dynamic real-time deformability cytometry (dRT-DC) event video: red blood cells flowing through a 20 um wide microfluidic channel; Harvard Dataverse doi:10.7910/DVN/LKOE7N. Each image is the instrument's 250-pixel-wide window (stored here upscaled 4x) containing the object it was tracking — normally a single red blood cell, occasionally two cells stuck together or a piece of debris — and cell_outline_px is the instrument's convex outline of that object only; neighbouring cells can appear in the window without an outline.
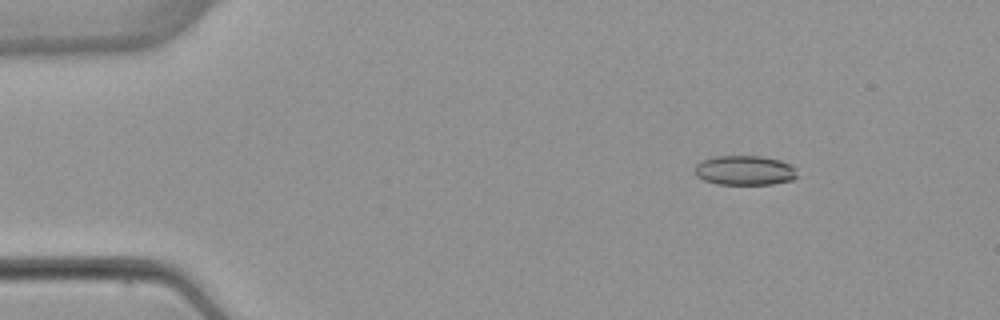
{"species": "common noctule bat (a hibernating species)", "species_latin": "Nyctalus noctula", "temperature_condition": "warm", "stored_images_in_passage": 5, "camera_frame_rate_fps": 3000, "um_per_image_px": 0.085, "animal": {"sex": "female", "body_mass_g": 22.7, "forearm_length_mm": 54.2}, "frame": {"image": 1, "passage_image": 1, "time_ms": 0.0, "image_size_px": [1000, 320], "cell_outline_px": [[796, 176], [792, 180], [772, 184], [716, 184], [704, 180], [696, 176], [696, 164], [700, 160], [716, 156], [764, 156], [780, 160], [796, 168]], "centroid_in_image_um": [63.29, 14.47], "position_along_channel_um": 21.7, "area_um2": 17.69}}
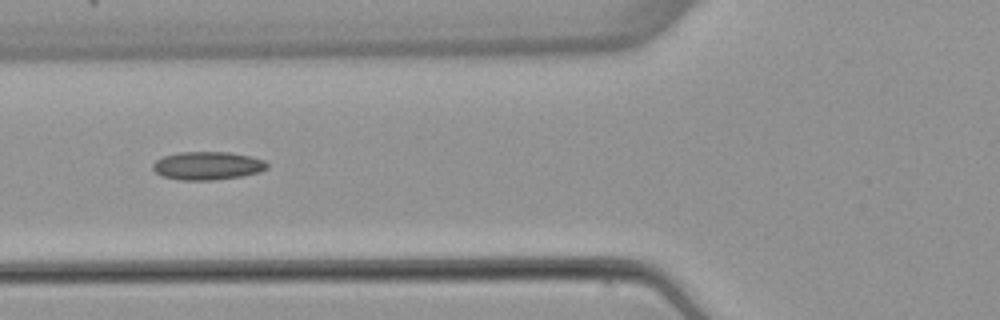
{"frame": {"image": 2, "passage_image": 4, "time_ms": 4.333, "image_size_px": [1000, 320], "cell_outline_px": [[268, 168], [260, 172], [240, 176], [216, 180], [180, 180], [160, 176], [152, 168], [152, 164], [156, 160], [164, 156], [180, 152], [228, 152], [252, 156], [264, 160], [268, 164]], "centroid_in_image_um": [17.64, 14.09], "position_along_channel_um": 108.2, "area_um2": 18.9}}
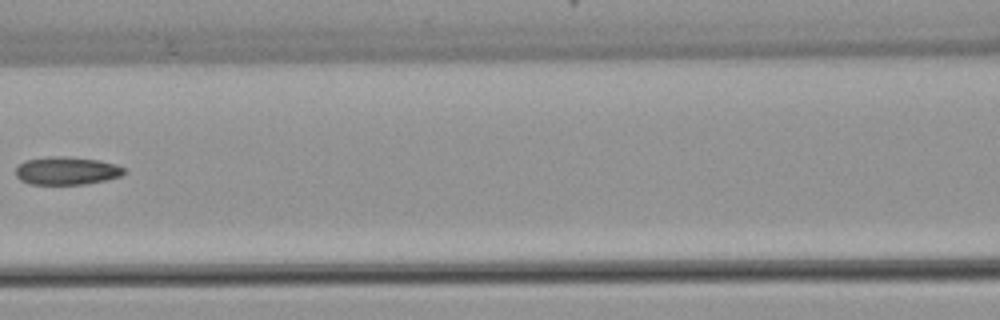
{"frame": {"image": 3, "passage_image": 5, "time_ms": 5.667, "image_size_px": [1000, 320], "cell_outline_px": [[128, 172], [120, 176], [108, 180], [88, 184], [28, 184], [20, 180], [16, 176], [16, 168], [24, 160], [48, 156], [64, 156], [100, 160], [116, 164], [124, 168]], "centroid_in_image_um": [5.69, 14.51], "position_along_channel_um": 160.9, "area_um2": 17.98}}